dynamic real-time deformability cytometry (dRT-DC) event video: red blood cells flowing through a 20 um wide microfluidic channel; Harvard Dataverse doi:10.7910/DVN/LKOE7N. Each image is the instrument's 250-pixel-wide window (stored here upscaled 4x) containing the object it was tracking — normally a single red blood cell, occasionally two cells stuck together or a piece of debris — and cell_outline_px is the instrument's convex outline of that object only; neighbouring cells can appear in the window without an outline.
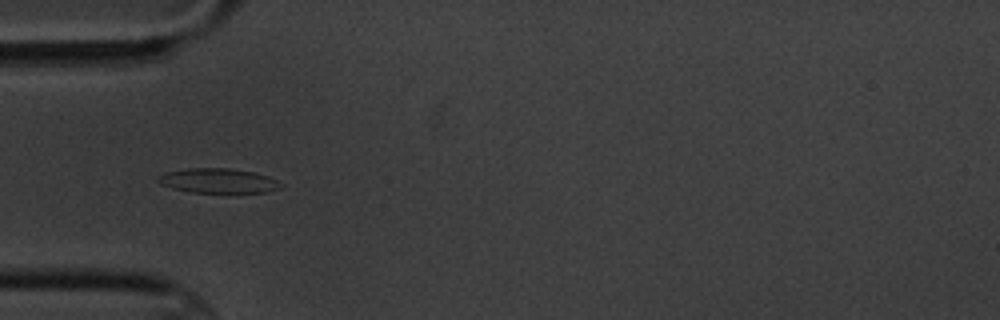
{"species": "common noctule bat (a hibernating species)", "species_latin": "Nyctalus noctula", "temperature_condition": "cold", "stored_images_in_passage": 9, "camera_frame_rate_fps": 3000, "um_per_image_px": 0.085, "animal": {"sex": "male", "body_mass_g": 20.1, "forearm_length_mm": 53.5}, "frame": {"image": 1, "passage_image": 3, "time_ms": 2.333, "image_size_px": [1000, 320], "cell_outline_px": [[284, 184], [280, 188], [264, 192], [188, 192], [172, 188], [160, 184], [156, 180], [156, 176], [164, 172], [188, 168], [228, 168], [252, 172], [268, 176]], "centroid_in_image_um": [18.48, 15.36], "position_along_channel_um": 66.5, "area_um2": 17.63}}
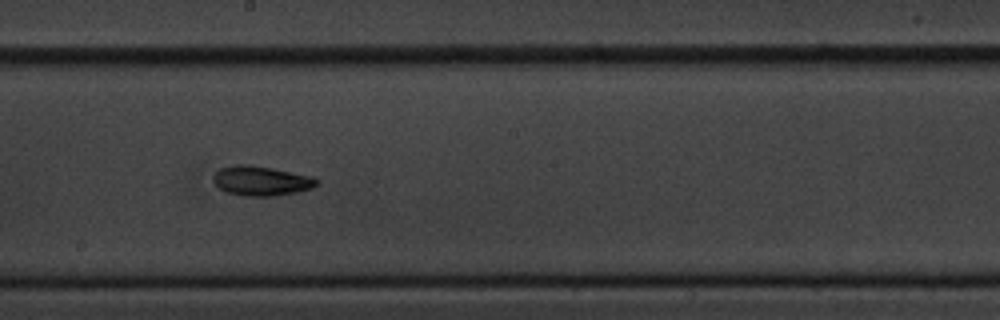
{"frame": {"image": 2, "passage_image": 7, "time_ms": 7.0, "image_size_px": [1000, 320], "cell_outline_px": [[320, 184], [312, 188], [300, 192], [276, 196], [244, 196], [224, 192], [216, 188], [212, 180], [212, 176], [220, 168], [236, 164], [248, 164], [272, 168], [312, 176], [320, 180]], "centroid_in_image_um": [22.2, 15.38], "position_along_channel_um": 226.0, "area_um2": 18.38}}
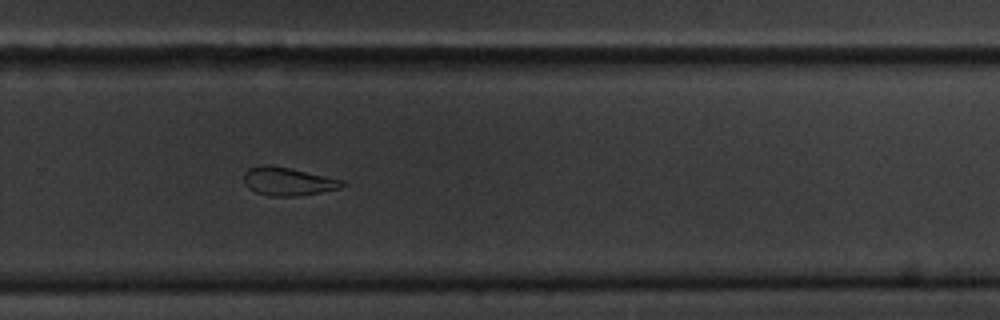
{"frame": {"image": 3, "passage_image": 9, "time_ms": 9.333, "image_size_px": [1000, 320], "cell_outline_px": [[344, 184], [340, 188], [320, 192], [296, 196], [272, 196], [256, 192], [248, 188], [244, 184], [244, 172], [248, 168], [260, 164], [268, 164], [288, 168], [344, 180]], "centroid_in_image_um": [24.42, 15.41], "position_along_channel_um": 305.4, "area_um2": 16.07}}